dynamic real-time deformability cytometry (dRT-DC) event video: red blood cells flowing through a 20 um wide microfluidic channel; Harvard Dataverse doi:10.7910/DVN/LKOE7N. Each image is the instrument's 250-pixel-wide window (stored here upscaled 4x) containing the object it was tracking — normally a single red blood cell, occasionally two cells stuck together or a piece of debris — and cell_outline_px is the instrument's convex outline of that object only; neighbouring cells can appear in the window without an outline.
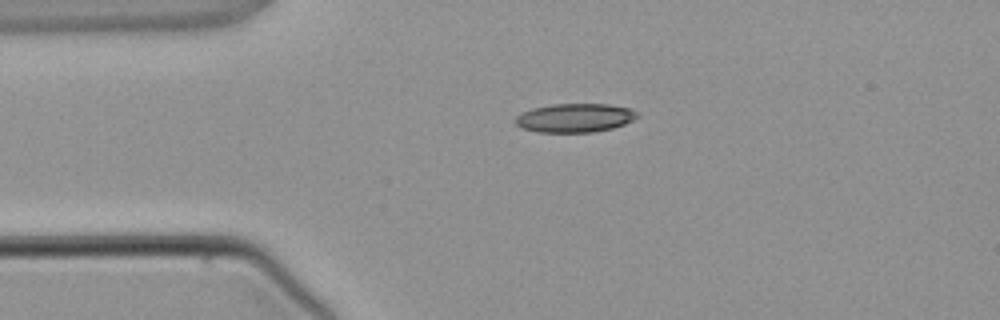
{"species": "common noctule bat (a hibernating species)", "species_latin": "Nyctalus noctula", "temperature_condition": "warm", "stored_images_in_passage": 3, "camera_frame_rate_fps": 3000, "um_per_image_px": 0.085, "animal": {"sex": "male", "body_mass_g": 21.5, "forearm_length_mm": 52.0}, "frame": {"image": 1, "passage_image": 1, "time_ms": 0.0, "image_size_px": [1000, 320], "cell_outline_px": [[640, 116], [624, 124], [612, 128], [592, 132], [540, 132], [524, 128], [516, 124], [516, 116], [520, 112], [532, 108], [552, 104], [608, 104], [632, 108]], "centroid_in_image_um": [48.88, 10.0], "position_along_channel_um": 36.1, "area_um2": 20.4}}
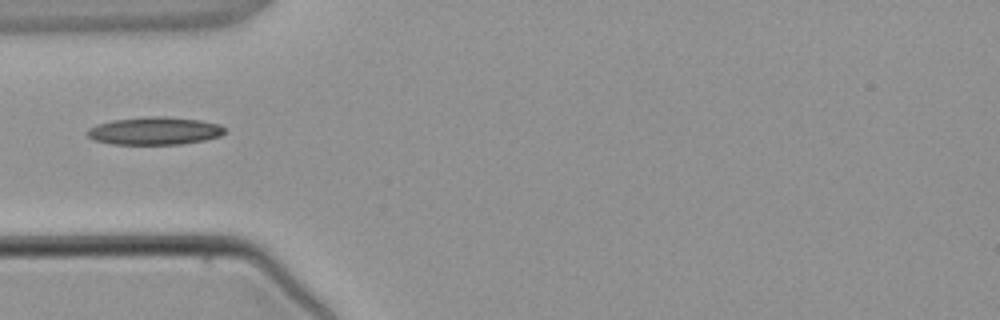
{"frame": {"image": 2, "passage_image": 2, "time_ms": 1.333, "image_size_px": [1000, 320], "cell_outline_px": [[224, 132], [220, 136], [204, 140], [180, 144], [112, 144], [96, 140], [88, 136], [88, 128], [96, 124], [112, 120], [140, 116], [164, 116], [200, 120], [220, 124], [224, 128]], "centroid_in_image_um": [13.13, 11.11], "position_along_channel_um": 71.9, "area_um2": 22.25}}
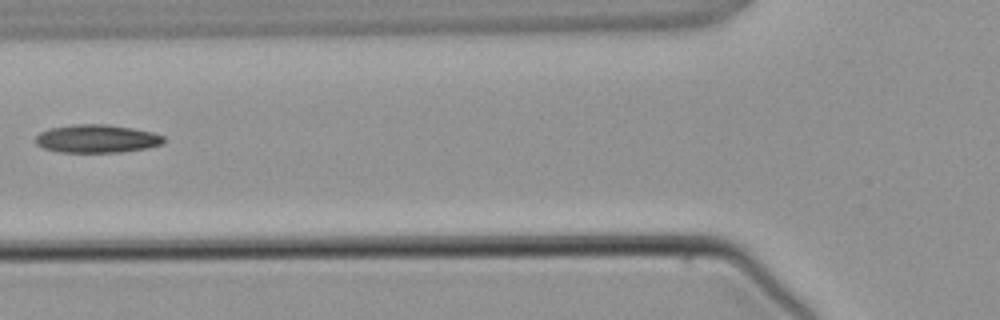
{"frame": {"image": 3, "passage_image": 3, "time_ms": 2.333, "image_size_px": [1000, 320], "cell_outline_px": [[164, 144], [144, 148], [120, 152], [60, 152], [44, 148], [36, 144], [36, 136], [40, 132], [48, 128], [72, 124], [108, 124], [132, 128], [152, 132], [164, 136]], "centroid_in_image_um": [8.21, 11.78], "position_along_channel_um": 117.6, "area_um2": 21.04}}